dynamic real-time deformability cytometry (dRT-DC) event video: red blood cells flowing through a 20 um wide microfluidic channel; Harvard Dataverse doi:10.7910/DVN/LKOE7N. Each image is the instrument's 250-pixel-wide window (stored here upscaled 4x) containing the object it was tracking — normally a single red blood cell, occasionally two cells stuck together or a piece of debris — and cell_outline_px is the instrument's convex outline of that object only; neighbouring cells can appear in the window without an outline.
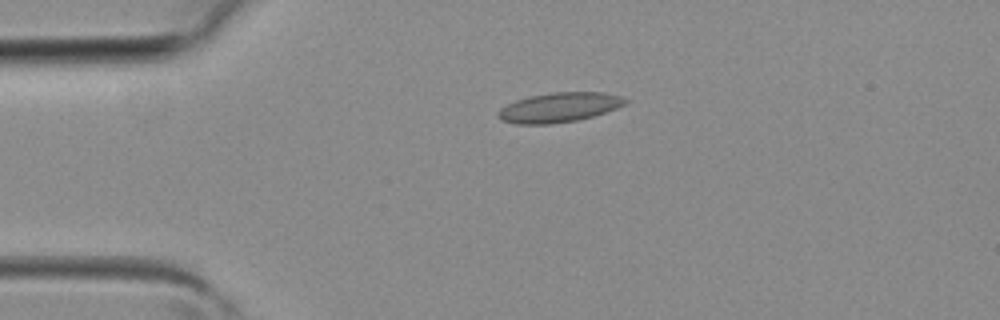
{"species": "common noctule bat (a hibernating species)", "species_latin": "Nyctalus noctula", "temperature_condition": "room temperature", "stored_images_in_passage": 34, "camera_frame_rate_fps": 3000, "um_per_image_px": 0.085, "animal": {"sex": "female", "body_mass_g": 19.3, "forearm_length_mm": 54.1}, "frame": {"image": 1, "passage_image": 3, "time_ms": 0.667, "image_size_px": [1000, 320], "cell_outline_px": [[628, 100], [624, 104], [616, 108], [592, 116], [576, 120], [552, 124], [516, 124], [500, 120], [496, 116], [496, 112], [500, 108], [516, 100], [528, 96], [552, 92], [604, 92], [620, 96]], "centroid_in_image_um": [47.46, 9.13], "position_along_channel_um": 37.5, "area_um2": 21.96}}
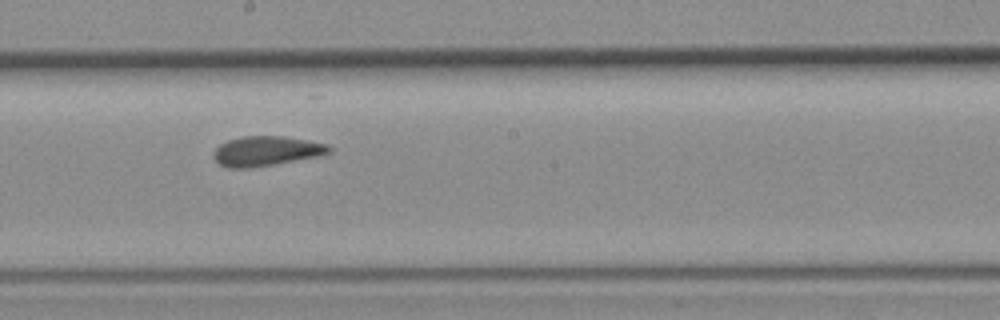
{"frame": {"image": 2, "passage_image": 16, "time_ms": 5.0, "image_size_px": [1000, 320], "cell_outline_px": [[332, 152], [320, 156], [276, 164], [248, 168], [228, 168], [220, 164], [212, 156], [212, 152], [220, 144], [228, 140], [240, 136], [284, 136], [328, 144], [332, 148]], "centroid_in_image_um": [22.64, 12.84], "position_along_channel_um": 225.6, "area_um2": 20.23}}
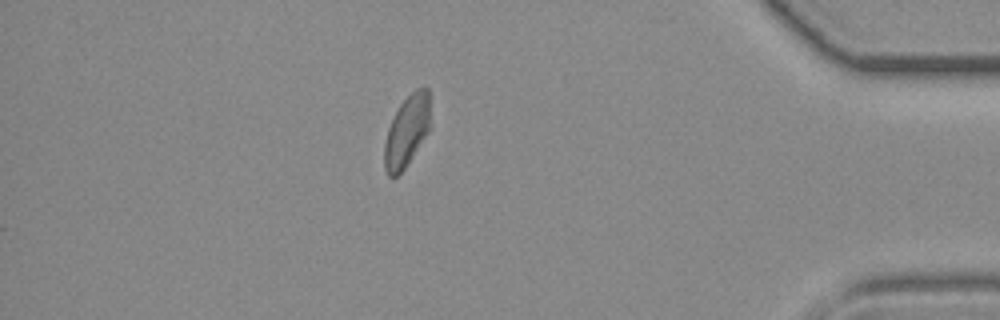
{"frame": {"image": 3, "passage_image": 29, "time_ms": 9.333, "image_size_px": [1000, 320], "cell_outline_px": [[432, 124], [428, 132], [404, 168], [396, 176], [388, 176], [384, 168], [384, 144], [388, 128], [400, 104], [416, 88], [428, 88]], "centroid_in_image_um": [34.6, 11.12], "position_along_channel_um": 400.6, "area_um2": 19.02}}